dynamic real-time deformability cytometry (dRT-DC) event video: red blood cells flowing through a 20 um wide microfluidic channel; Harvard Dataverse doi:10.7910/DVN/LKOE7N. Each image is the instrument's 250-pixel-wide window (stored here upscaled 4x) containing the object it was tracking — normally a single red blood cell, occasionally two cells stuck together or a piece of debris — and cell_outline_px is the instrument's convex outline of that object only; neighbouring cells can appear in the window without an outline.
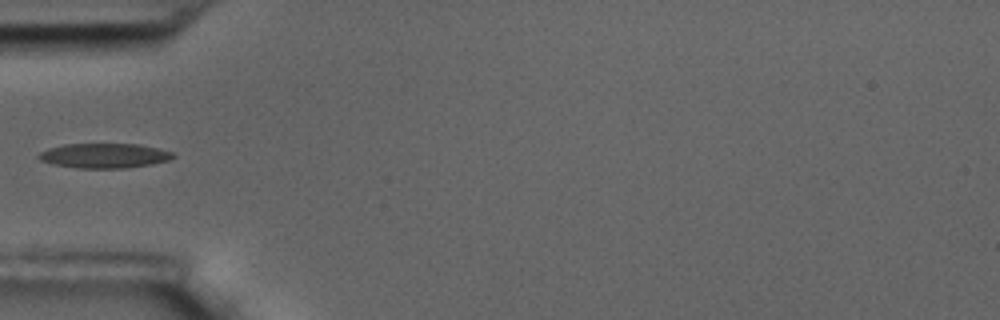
{"species": "common noctule bat (a hibernating species)", "species_latin": "Nyctalus noctula", "temperature_condition": "room temperature", "stored_images_in_passage": 9, "camera_frame_rate_fps": 3000, "um_per_image_px": 0.085, "animal": {"sex": "male", "body_mass_g": 17.5, "forearm_length_mm": 52.3}, "frame": {"image": 1, "passage_image": 3, "time_ms": 0.667, "image_size_px": [1000, 320], "cell_outline_px": [[176, 156], [168, 160], [152, 164], [124, 168], [76, 168], [52, 164], [40, 160], [36, 156], [40, 152], [48, 148], [64, 144], [140, 144], [160, 148], [172, 152]], "centroid_in_image_um": [8.86, 13.23], "position_along_channel_um": 76.1, "area_um2": 19.48}}
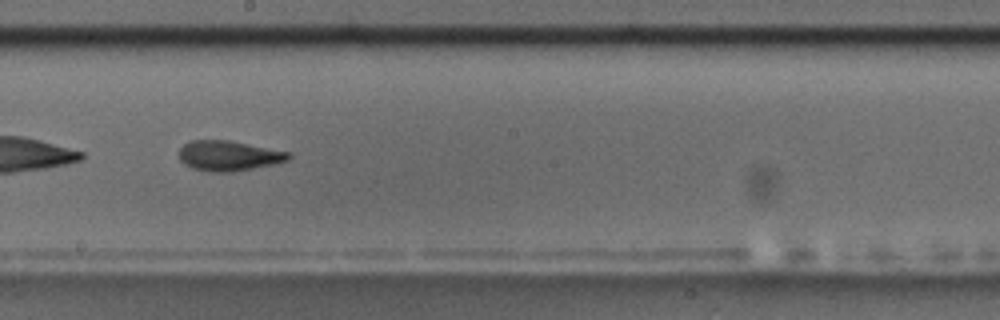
{"frame": {"image": 2, "passage_image": 7, "time_ms": 2.0, "image_size_px": [1000, 320], "cell_outline_px": [[292, 156], [288, 160], [276, 164], [232, 172], [208, 172], [192, 168], [184, 164], [180, 160], [180, 148], [184, 144], [192, 140], [228, 140], [292, 152]], "centroid_in_image_um": [19.47, 13.24], "position_along_channel_um": 228.7, "area_um2": 19.42}}
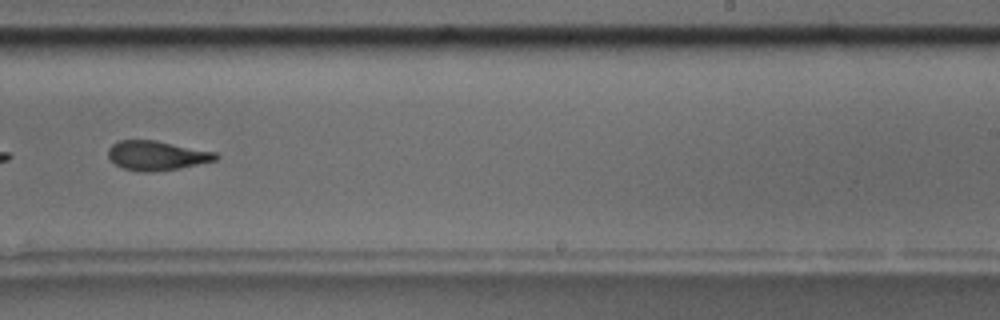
{"frame": {"image": 3, "passage_image": 8, "time_ms": 2.333, "image_size_px": [1000, 320], "cell_outline_px": [[220, 156], [216, 160], [180, 168], [152, 172], [140, 172], [124, 168], [116, 164], [108, 156], [108, 148], [112, 144], [120, 140], [156, 140], [216, 152]], "centroid_in_image_um": [13.33, 13.22], "position_along_channel_um": 275.7, "area_um2": 18.44}}